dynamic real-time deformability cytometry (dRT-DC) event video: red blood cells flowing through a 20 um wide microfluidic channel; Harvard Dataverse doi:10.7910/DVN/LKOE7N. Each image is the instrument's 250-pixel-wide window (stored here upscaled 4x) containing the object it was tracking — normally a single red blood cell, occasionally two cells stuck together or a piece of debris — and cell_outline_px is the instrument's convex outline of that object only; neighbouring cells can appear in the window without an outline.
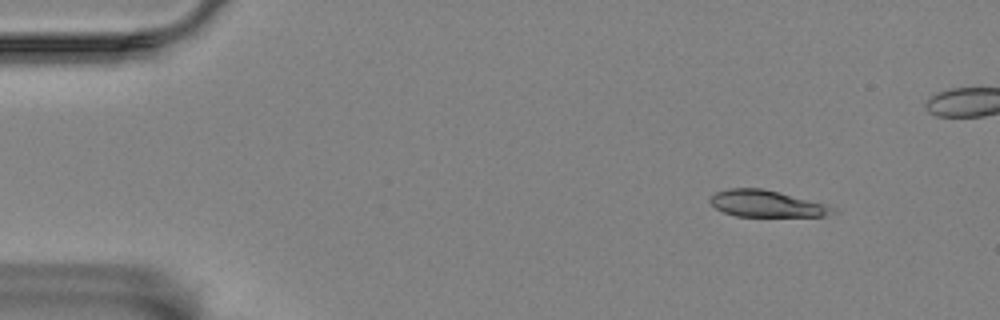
{"species": "Egyptian fruit bat (a non-hibernating species)", "species_latin": "Rousettus aegyptiacus", "temperature_condition": "room temperature", "stored_images_in_passage": 53, "camera_frame_rate_fps": 3000, "um_per_image_px": 0.085, "animal": {"sex": "female"}, "frame": {"image": 1, "passage_image": 1, "time_ms": 0.0, "image_size_px": [1000, 320], "cell_outline_px": [[832, 208], [824, 216], [736, 216], [724, 212], [716, 208], [708, 200], [716, 192], [732, 188], [760, 188], [824, 204]], "centroid_in_image_um": [65.02, 17.31], "position_along_channel_um": 20.0, "area_um2": 18.21}}
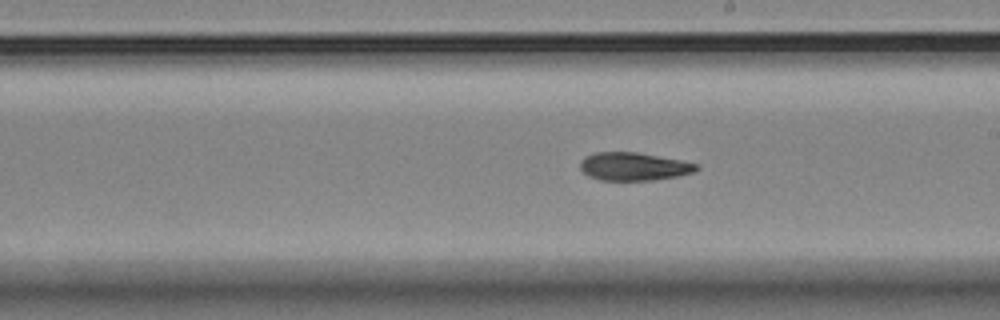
{"frame": {"image": 2, "passage_image": 27, "time_ms": 8.667, "image_size_px": [1000, 320], "cell_outline_px": [[700, 168], [692, 172], [676, 176], [652, 180], [600, 180], [588, 176], [580, 168], [580, 160], [584, 156], [596, 152], [636, 152], [680, 160], [696, 164]], "centroid_in_image_um": [53.81, 14.15], "position_along_channel_um": 235.2, "area_um2": 18.84}}
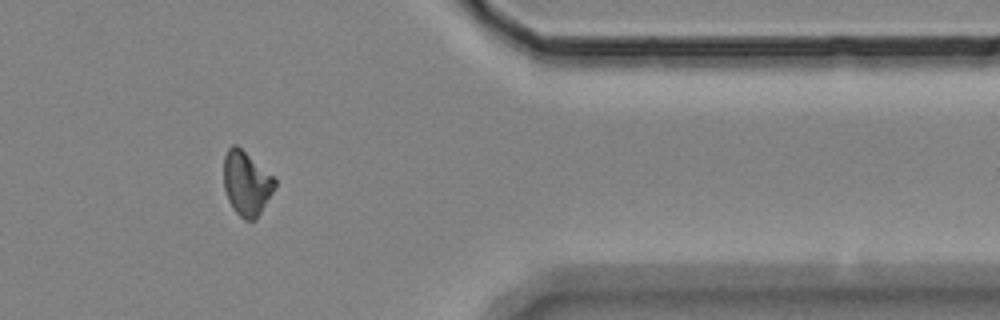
{"frame": {"image": 3, "passage_image": 42, "time_ms": 13.667, "image_size_px": [1000, 320], "cell_outline_px": [[276, 184], [272, 192], [256, 220], [244, 220], [232, 208], [228, 200], [224, 188], [224, 156], [228, 148], [232, 144], [236, 144], [272, 176], [276, 180]], "centroid_in_image_um": [20.92, 15.59], "position_along_channel_um": 390.5, "area_um2": 18.84}, "authors_computed_cell_mechanics": {"area_um2": 19.363, "velocity_mm_per_s": 3.4767, "shape_relaxation_time_tau1_ms": 7.9261, "shape_relaxation_time_tau2_ms": 9.0246, "deformation_change_tau1": 0.1867, "deformation_change_tau2": 0.1141}}